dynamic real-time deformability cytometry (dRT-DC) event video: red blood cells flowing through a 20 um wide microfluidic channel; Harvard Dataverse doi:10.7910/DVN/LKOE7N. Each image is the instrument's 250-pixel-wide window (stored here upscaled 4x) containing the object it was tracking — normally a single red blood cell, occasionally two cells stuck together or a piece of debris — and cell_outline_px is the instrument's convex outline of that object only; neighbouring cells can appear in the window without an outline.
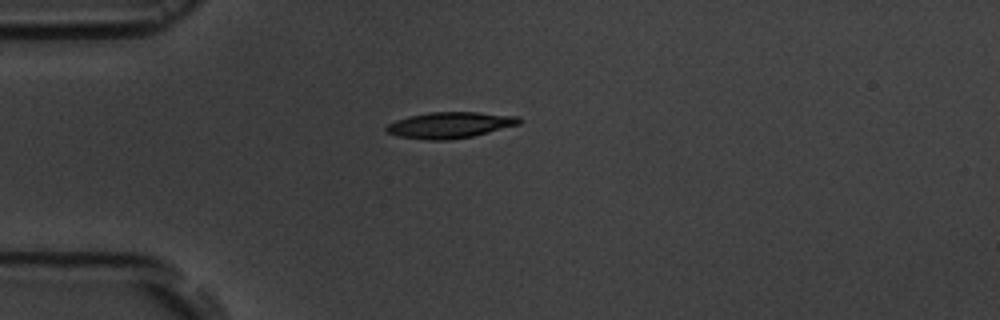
{"species": "common noctule bat (a hibernating species)", "species_latin": "Nyctalus noctula", "temperature_condition": "room temperature", "stored_images_in_passage": 2, "camera_frame_rate_fps": 3000, "um_per_image_px": 0.085, "animal": {"sex": "male", "body_mass_g": 19.5, "forearm_length_mm": 54.6}, "frame": {"image": 1, "passage_image": 1, "time_ms": 0.0, "image_size_px": [1000, 320], "cell_outline_px": [[520, 124], [472, 136], [448, 140], [428, 140], [396, 136], [388, 132], [384, 128], [388, 124], [396, 120], [408, 116], [428, 112], [476, 112], [520, 116]], "centroid_in_image_um": [38.22, 10.62], "position_along_channel_um": 46.8, "area_um2": 20.17}}
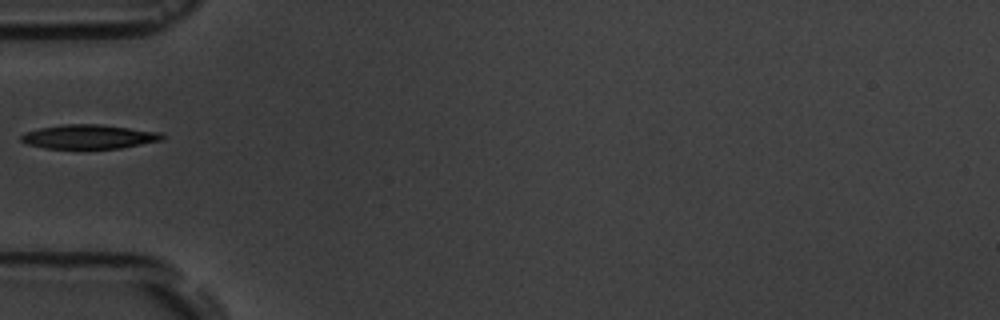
{"frame": {"image": 2, "passage_image": 2, "time_ms": 1.333, "image_size_px": [1000, 320], "cell_outline_px": [[164, 140], [120, 148], [44, 148], [28, 144], [20, 140], [20, 136], [28, 132], [40, 128], [64, 124], [100, 124], [160, 132], [164, 136]], "centroid_in_image_um": [7.59, 11.62], "position_along_channel_um": 77.4, "area_um2": 19.65}}